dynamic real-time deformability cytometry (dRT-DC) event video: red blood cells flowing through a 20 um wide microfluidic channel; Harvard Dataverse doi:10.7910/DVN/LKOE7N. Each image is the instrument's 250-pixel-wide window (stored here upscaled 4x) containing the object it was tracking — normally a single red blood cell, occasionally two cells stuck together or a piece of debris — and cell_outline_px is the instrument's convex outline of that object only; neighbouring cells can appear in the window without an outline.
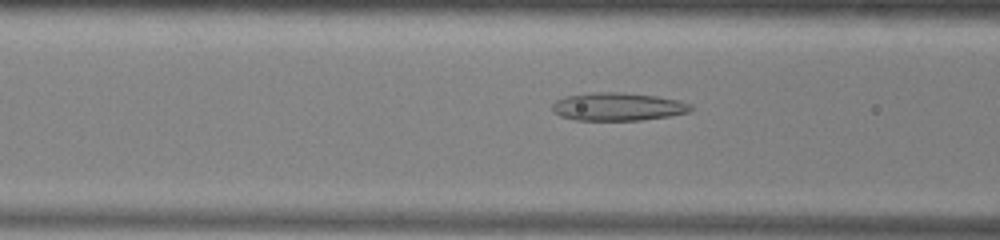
{"species": "common noctule bat (a hibernating species)", "species_latin": "Nyctalus noctula", "temperature_condition": "warm", "stored_images_in_passage": 51, "camera_frame_rate_fps": 3000, "um_per_image_px": 0.085, "animal": {"sex": "male", "body_mass_g": 13.0, "forearm_length_mm": 53.1}, "frame": {"image": 1, "passage_image": 19, "time_ms": 6.0, "image_size_px": [1000, 240], "cell_outline_px": [[692, 112], [668, 116], [640, 120], [576, 120], [560, 116], [552, 112], [552, 104], [556, 100], [564, 96], [592, 92], [620, 92], [656, 96], [680, 100], [692, 104]], "centroid_in_image_um": [52.51, 9.06], "position_along_channel_um": 114.1, "area_um2": 22.83}}
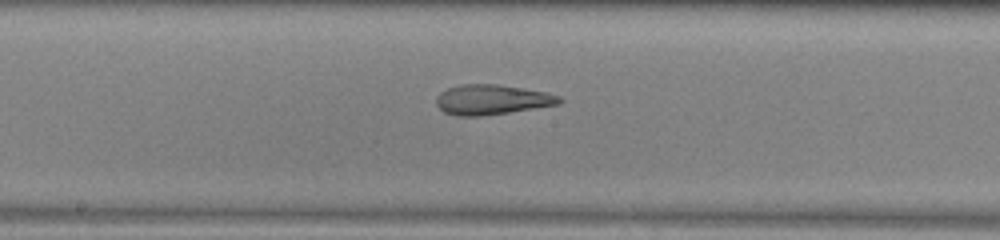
{"frame": {"image": 2, "passage_image": 26, "time_ms": 8.333, "image_size_px": [1000, 240], "cell_outline_px": [[564, 100], [560, 104], [508, 112], [480, 116], [456, 116], [444, 112], [436, 104], [436, 96], [440, 92], [448, 88], [460, 84], [496, 84], [544, 92], [560, 96]], "centroid_in_image_um": [41.78, 8.47], "position_along_channel_um": 206.4, "area_um2": 21.39}}
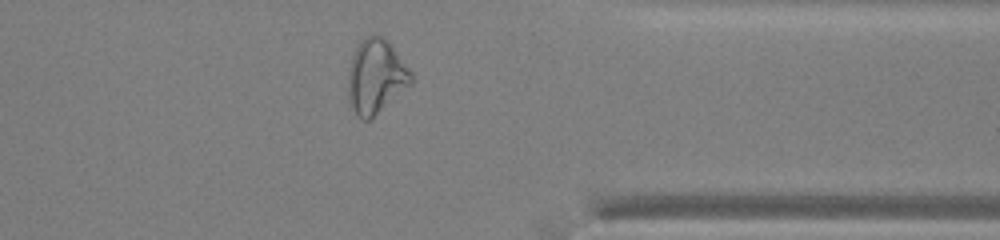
{"frame": {"image": 3, "passage_image": 40, "time_ms": 13.0, "image_size_px": [1000, 240], "cell_outline_px": [[412, 84], [372, 120], [364, 120], [352, 108], [348, 100], [348, 72], [352, 56], [360, 40], [364, 36], [372, 32], [388, 40], [392, 44], [412, 72]], "centroid_in_image_um": [31.97, 6.49], "position_along_channel_um": 379.4, "area_um2": 27.86}, "authors_computed_cell_mechanics": {"area_um2": 26.0678, "velocity_mm_per_s": 3.9562, "shape_relaxation_time_tau1_ms": null, "shape_relaxation_time_tau2_ms": 2.963, "deformation_change_tau1": null, "deformation_change_tau2": 0.1238}}